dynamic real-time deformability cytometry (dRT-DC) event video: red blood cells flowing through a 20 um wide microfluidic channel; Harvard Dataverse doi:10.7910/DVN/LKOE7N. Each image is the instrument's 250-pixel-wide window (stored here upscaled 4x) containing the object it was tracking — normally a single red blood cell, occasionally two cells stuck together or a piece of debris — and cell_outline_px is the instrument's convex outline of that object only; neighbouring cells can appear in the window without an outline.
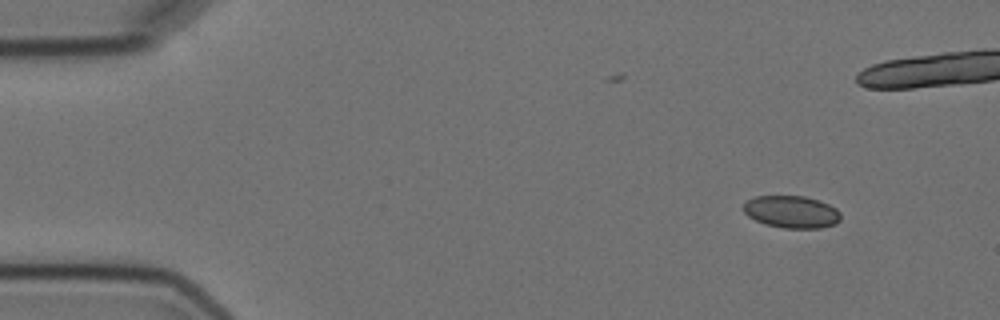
{"species": "Egyptian fruit bat (a non-hibernating species)", "species_latin": "Rousettus aegyptiacus", "temperature_condition": "cold", "stored_images_in_passage": 5, "camera_frame_rate_fps": 3000, "um_per_image_px": 0.085, "animal": {"sex": "female"}, "frame": {"image": 1, "passage_image": 1, "time_ms": 0.0, "image_size_px": [1000, 320], "cell_outline_px": [[840, 220], [836, 224], [820, 228], [784, 228], [764, 224], [748, 216], [744, 212], [744, 200], [756, 196], [804, 196], [820, 200], [836, 208], [840, 212]], "centroid_in_image_um": [67.28, 18.0], "position_along_channel_um": 17.7, "area_um2": 18.44}}